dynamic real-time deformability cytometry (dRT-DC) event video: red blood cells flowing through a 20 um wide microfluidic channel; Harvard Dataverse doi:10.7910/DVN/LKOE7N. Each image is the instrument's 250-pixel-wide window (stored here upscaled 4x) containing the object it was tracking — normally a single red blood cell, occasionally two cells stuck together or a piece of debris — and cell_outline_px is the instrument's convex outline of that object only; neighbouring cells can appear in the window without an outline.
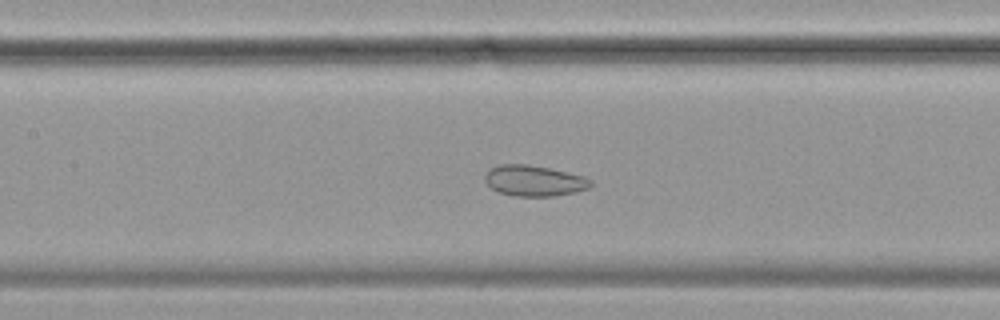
{"species": "common noctule bat (a hibernating species)", "species_latin": "Nyctalus noctula", "temperature_condition": "cold", "stored_images_in_passage": 46, "camera_frame_rate_fps": 3000, "um_per_image_px": 0.085, "animal": {"sex": "female", "body_mass_g": 19.9}, "frame": {"image": 1, "passage_image": 15, "time_ms": 4.667, "image_size_px": [1000, 320], "cell_outline_px": [[592, 184], [588, 188], [576, 192], [552, 196], [512, 196], [496, 192], [484, 180], [484, 176], [488, 168], [500, 164], [528, 164], [568, 172], [584, 176], [592, 180]], "centroid_in_image_um": [45.37, 15.36], "position_along_channel_um": 162.0, "area_um2": 19.19}}
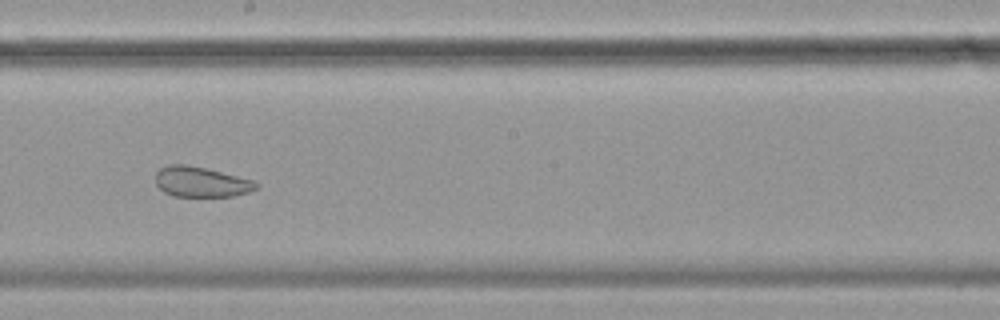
{"frame": {"image": 2, "passage_image": 21, "time_ms": 6.667, "image_size_px": [1000, 320], "cell_outline_px": [[260, 188], [248, 192], [232, 196], [172, 196], [164, 192], [156, 184], [156, 172], [160, 168], [168, 164], [184, 164], [204, 168], [252, 180], [260, 184]], "centroid_in_image_um": [17.08, 15.47], "position_along_channel_um": 231.1, "area_um2": 17.63}}
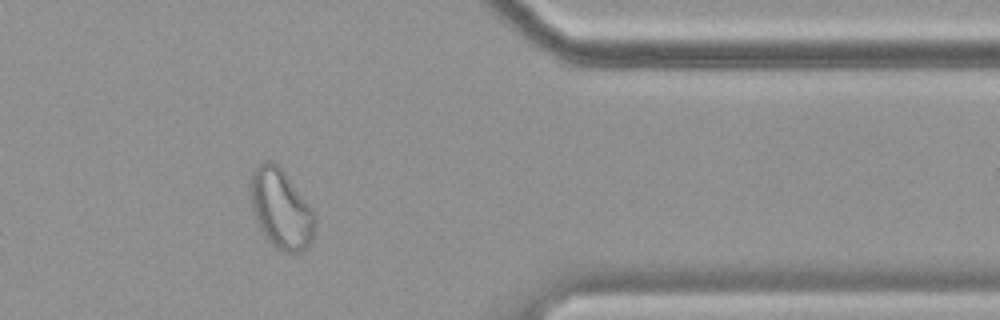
{"frame": {"image": 3, "passage_image": 36, "time_ms": 11.667, "image_size_px": [1000, 320], "cell_outline_px": [[316, 228], [312, 240], [304, 252], [284, 252], [276, 248], [264, 236], [256, 220], [252, 208], [248, 192], [248, 184], [252, 172], [264, 160], [272, 160], [284, 172], [312, 208], [316, 216]], "centroid_in_image_um": [23.87, 17.76], "position_along_channel_um": 387.5, "area_um2": 30.23}, "authors_computed_cell_mechanics": {"area_um2": 22.831, "velocity_mm_per_s": 3.4809, "shape_relaxation_time_tau1_ms": null, "shape_relaxation_time_tau2_ms": 1.8868, "deformation_change_tau1": null, "deformation_change_tau2": 0.0652}}